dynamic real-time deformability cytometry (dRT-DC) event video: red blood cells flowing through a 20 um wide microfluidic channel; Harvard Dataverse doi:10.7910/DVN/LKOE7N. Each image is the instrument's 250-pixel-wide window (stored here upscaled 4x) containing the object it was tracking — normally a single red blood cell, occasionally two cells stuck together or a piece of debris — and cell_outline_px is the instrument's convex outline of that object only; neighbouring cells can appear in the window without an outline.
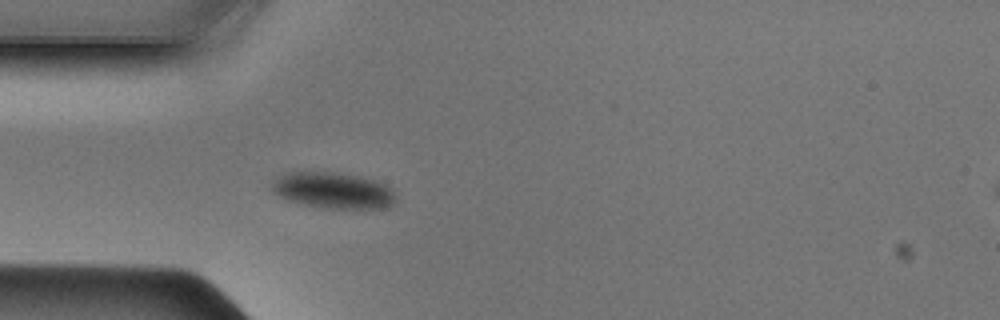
{"species": "Egyptian fruit bat (a non-hibernating species)", "species_latin": "Rousettus aegyptiacus", "temperature_condition": "cold", "stored_images_in_passage": 36, "camera_frame_rate_fps": 3000, "um_per_image_px": 0.085, "animal": {"sex": "male"}, "frame": {"image": 1, "passage_image": 1, "time_ms": 0.0, "image_size_px": [1000, 320], "cell_outline_px": [[396, 204], [384, 208], [328, 208], [304, 204], [280, 196], [272, 192], [272, 184], [284, 172], [332, 172], [360, 176], [376, 180], [392, 188], [396, 196]], "centroid_in_image_um": [28.39, 16.18], "position_along_channel_um": 56.6, "area_um2": 25.95}}
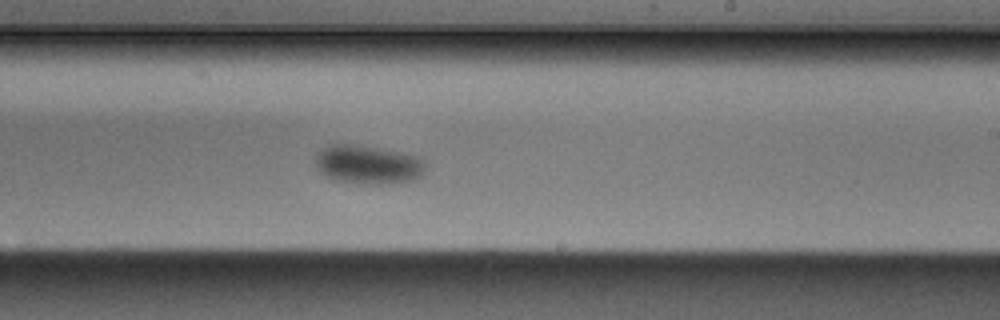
{"frame": {"image": 2, "passage_image": 16, "time_ms": 5.0, "image_size_px": [1000, 320], "cell_outline_px": [[424, 172], [420, 176], [412, 180], [380, 184], [356, 184], [332, 180], [320, 172], [312, 156], [328, 144], [352, 144], [400, 152], [420, 156], [424, 160]], "centroid_in_image_um": [31.22, 13.99], "position_along_channel_um": 257.8, "area_um2": 25.14}}
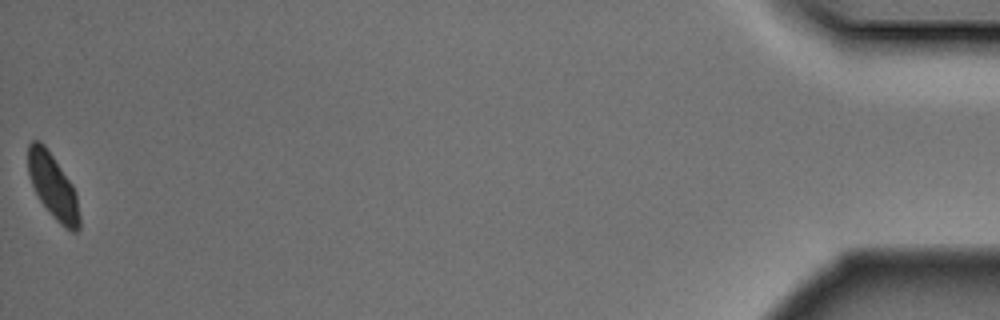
{"frame": {"image": 3, "passage_image": 36, "time_ms": 11.667, "image_size_px": [1000, 320], "cell_outline_px": [[80, 228], [76, 232], [72, 232], [60, 224], [56, 220], [40, 200], [32, 184], [28, 172], [28, 144], [32, 140], [40, 140], [44, 144], [72, 184], [76, 192], [80, 216]], "centroid_in_image_um": [4.52, 15.84], "position_along_channel_um": 430.7, "area_um2": 19.25}}